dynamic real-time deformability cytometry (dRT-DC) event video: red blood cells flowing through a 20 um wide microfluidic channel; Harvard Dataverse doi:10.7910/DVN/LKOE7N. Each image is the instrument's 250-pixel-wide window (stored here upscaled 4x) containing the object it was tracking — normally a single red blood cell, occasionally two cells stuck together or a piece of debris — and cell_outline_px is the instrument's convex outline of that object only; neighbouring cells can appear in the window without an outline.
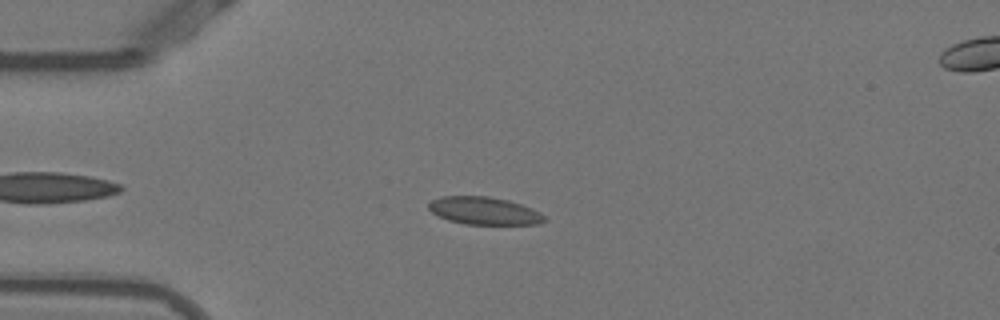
{"species": "Egyptian fruit bat (a non-hibernating species)", "species_latin": "Rousettus aegyptiacus", "temperature_condition": "warm", "stored_images_in_passage": 48, "camera_frame_rate_fps": 3000, "um_per_image_px": 0.085, "animal": {"sex": "female"}, "frame": {"image": 1, "passage_image": 9, "time_ms": 2.667, "image_size_px": [1000, 320], "cell_outline_px": [[544, 220], [536, 224], [464, 224], [448, 220], [432, 212], [428, 208], [428, 204], [432, 200], [440, 196], [488, 196], [508, 200], [532, 208], [540, 212], [544, 216]], "centroid_in_image_um": [41.12, 17.91], "position_along_channel_um": 43.9, "area_um2": 18.5}}
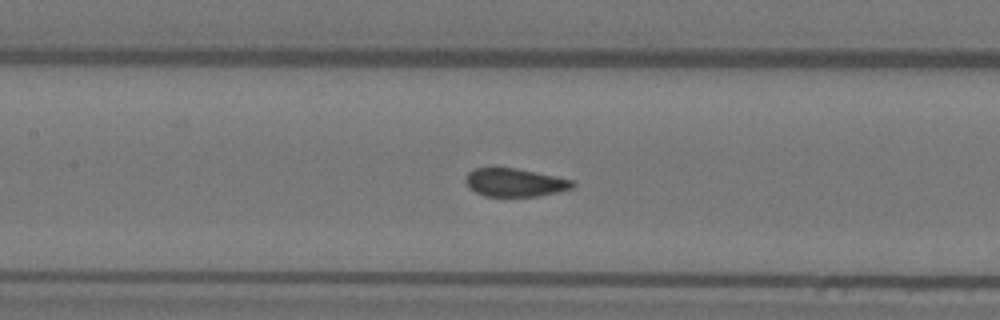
{"frame": {"image": 2, "passage_image": 20, "time_ms": 6.333, "image_size_px": [1000, 320], "cell_outline_px": [[576, 184], [572, 188], [556, 192], [536, 196], [484, 196], [476, 192], [464, 180], [468, 172], [472, 168], [516, 168], [572, 180]], "centroid_in_image_um": [43.74, 15.51], "position_along_channel_um": 163.7, "area_um2": 17.28}}
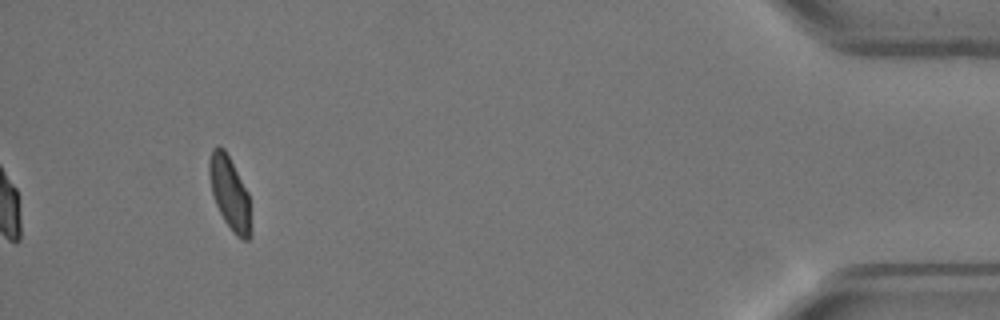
{"frame": {"image": 3, "passage_image": 45, "time_ms": 14.667, "image_size_px": [1000, 320], "cell_outline_px": [[252, 236], [248, 240], [244, 240], [236, 236], [232, 232], [224, 220], [216, 204], [212, 192], [208, 172], [208, 160], [212, 148], [216, 144], [224, 148], [248, 192], [252, 232]], "centroid_in_image_um": [19.53, 16.43], "position_along_channel_um": 415.7, "area_um2": 17.92}, "authors_computed_cell_mechanics": {"area_um2": 18.3515, "velocity_mm_per_s": 3.8308, "shape_relaxation_time_tau1_ms": 6.0968, "shape_relaxation_time_tau2_ms": null, "deformation_change_tau1": 0.1446, "deformation_change_tau2": null}}